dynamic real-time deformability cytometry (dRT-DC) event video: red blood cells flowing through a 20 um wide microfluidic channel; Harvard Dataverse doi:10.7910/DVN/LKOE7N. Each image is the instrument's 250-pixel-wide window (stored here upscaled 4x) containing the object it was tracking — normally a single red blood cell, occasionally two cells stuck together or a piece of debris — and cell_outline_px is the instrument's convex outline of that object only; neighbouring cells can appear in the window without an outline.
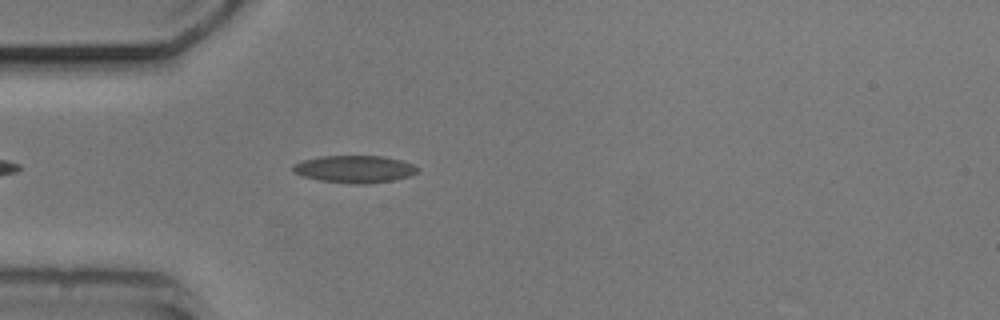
{"species": "common noctule bat (a hibernating species)", "species_latin": "Nyctalus noctula", "temperature_condition": "cold", "stored_images_in_passage": 41, "camera_frame_rate_fps": 3000, "um_per_image_px": 0.085, "animal": {"sex": "male", "body_mass_g": 20.5, "forearm_length_mm": 52.5}, "frame": {"image": 1, "passage_image": 5, "time_ms": 1.333, "image_size_px": [1000, 320], "cell_outline_px": [[420, 168], [416, 172], [408, 176], [396, 180], [364, 184], [352, 184], [320, 180], [304, 176], [292, 172], [292, 164], [304, 160], [320, 156], [384, 156], [400, 160], [412, 164]], "centroid_in_image_um": [30.13, 14.37], "position_along_channel_um": 54.9, "area_um2": 19.83}}
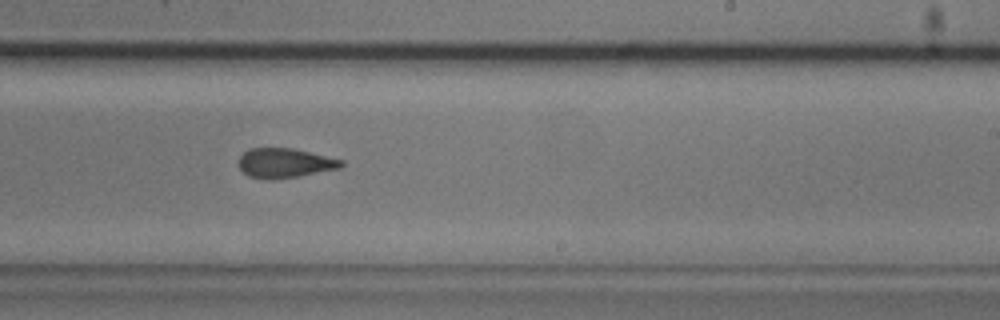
{"frame": {"image": 2, "passage_image": 22, "time_ms": 7.0, "image_size_px": [1000, 320], "cell_outline_px": [[344, 164], [340, 168], [296, 176], [272, 180], [268, 180], [248, 176], [236, 164], [240, 156], [248, 148], [292, 148], [344, 160]], "centroid_in_image_um": [24.16, 13.85], "position_along_channel_um": 264.8, "area_um2": 17.69}}
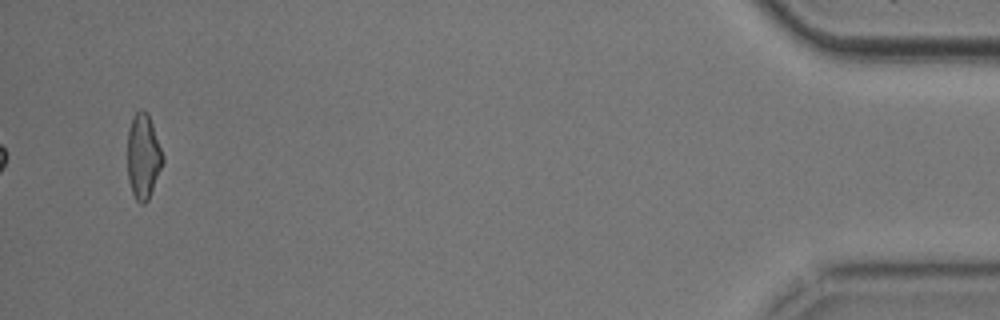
{"frame": {"image": 3, "passage_image": 41, "time_ms": 13.333, "image_size_px": [1000, 320], "cell_outline_px": [[164, 160], [148, 200], [144, 204], [140, 204], [136, 200], [132, 192], [128, 180], [128, 128], [136, 112], [140, 108], [148, 112], [164, 156]], "centroid_in_image_um": [12.18, 13.28], "position_along_channel_um": 423.0, "area_um2": 17.46}, "authors_computed_cell_mechanics": {"area_um2": 18.2648, "velocity_mm_per_s": 3.7938, "shape_relaxation_time_tau1_ms": 5.5355, "shape_relaxation_time_tau2_ms": 2.6024, "deformation_change_tau1": 0.1286, "deformation_change_tau2": 0.1004}}